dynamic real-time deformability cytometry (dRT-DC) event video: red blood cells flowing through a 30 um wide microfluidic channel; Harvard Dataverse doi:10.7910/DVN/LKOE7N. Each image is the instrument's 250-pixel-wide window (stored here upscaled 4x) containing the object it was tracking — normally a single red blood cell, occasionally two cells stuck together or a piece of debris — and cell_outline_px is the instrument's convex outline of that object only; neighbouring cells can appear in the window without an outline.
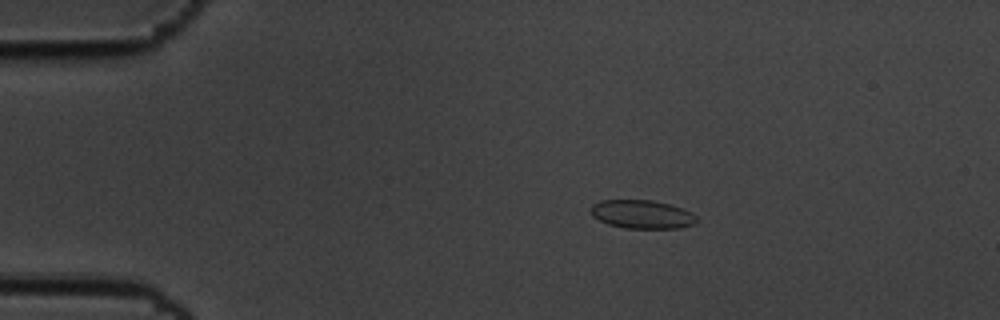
{"species": "common noctule bat (a hibernating species)", "species_latin": "Nyctalus noctula", "temperature_condition": "cold", "stored_images_in_passage": 48, "camera_frame_rate_fps": 3000, "um_per_image_px": 0.085, "animal": {"sex": "male", "body_mass_g": 19.5, "forearm_length_mm": 54.6}, "frame": {"image": 1, "passage_image": 1, "time_ms": 0.0, "image_size_px": [1000, 320], "cell_outline_px": [[696, 224], [680, 228], [624, 228], [608, 224], [592, 216], [592, 204], [600, 200], [652, 200], [668, 204], [692, 212], [696, 216]], "centroid_in_image_um": [54.58, 18.22], "position_along_channel_um": 30.4, "area_um2": 17.51}}
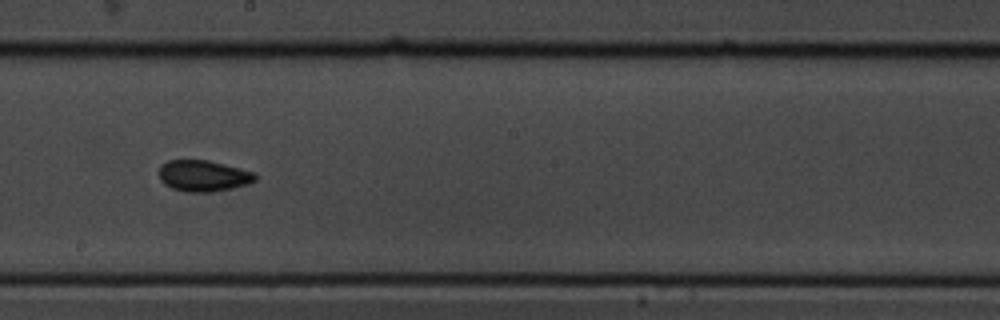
{"frame": {"image": 2, "passage_image": 23, "time_ms": 7.333, "image_size_px": [1000, 320], "cell_outline_px": [[256, 180], [248, 184], [232, 188], [212, 192], [184, 192], [172, 188], [164, 184], [160, 180], [160, 164], [168, 160], [208, 160], [256, 172]], "centroid_in_image_um": [17.29, 14.95], "position_along_channel_um": 230.9, "area_um2": 17.63}}
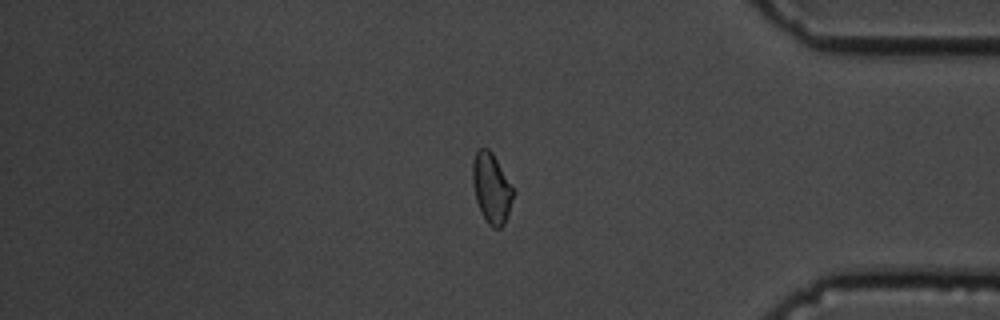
{"frame": {"image": 3, "passage_image": 39, "time_ms": 12.667, "image_size_px": [1000, 320], "cell_outline_px": [[516, 192], [508, 216], [504, 224], [500, 228], [492, 228], [488, 224], [480, 212], [476, 200], [472, 184], [472, 160], [476, 152], [480, 148], [488, 148], [492, 152], [516, 188]], "centroid_in_image_um": [41.81, 16.0], "position_along_channel_um": 393.4, "area_um2": 17.28}, "authors_computed_cell_mechanics": {"area_um2": 17.3111, "velocity_mm_per_s": 3.472, "shape_relaxation_time_tau1_ms": 4.0999, "shape_relaxation_time_tau2_ms": 1.8269, "deformation_change_tau1": 0.0636, "deformation_change_tau2": 0.0595}}